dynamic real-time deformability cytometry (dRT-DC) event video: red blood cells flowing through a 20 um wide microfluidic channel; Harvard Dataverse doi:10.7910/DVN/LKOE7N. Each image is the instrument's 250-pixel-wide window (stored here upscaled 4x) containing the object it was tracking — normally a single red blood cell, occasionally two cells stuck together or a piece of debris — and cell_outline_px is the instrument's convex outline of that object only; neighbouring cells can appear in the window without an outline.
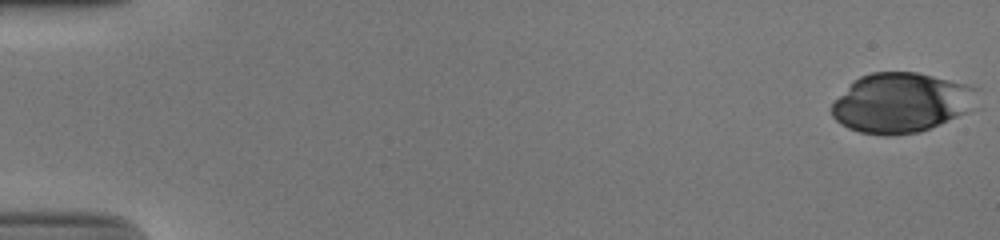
{"species": "human", "species_latin": "Homo sapiens", "temperature_condition": "cold", "stored_images_in_passage": 53, "camera_frame_rate_fps": 3000, "um_per_image_px": 0.085, "donor": {"sex": "male"}, "frame": {"image": 1, "passage_image": 1, "time_ms": 0.0, "image_size_px": [1000, 240], "cell_outline_px": [[980, 88], [964, 112], [940, 124], [920, 132], [892, 136], [884, 136], [860, 132], [848, 128], [840, 124], [832, 116], [832, 104], [860, 76], [872, 72], [916, 72]], "centroid_in_image_um": [76.55, 8.75], "position_along_channel_um": 8.5, "area_um2": 49.71}}
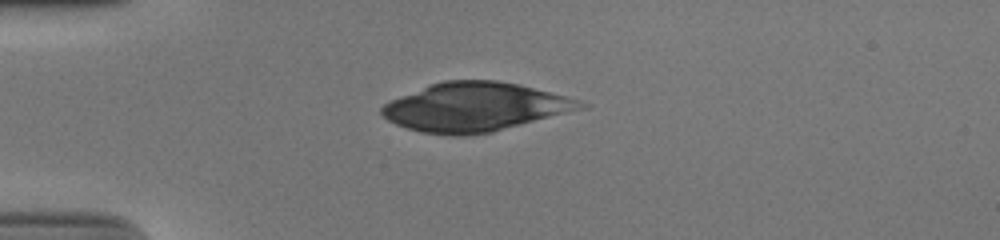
{"frame": {"image": 2, "passage_image": 15, "time_ms": 4.667, "image_size_px": [1000, 240], "cell_outline_px": [[588, 108], [492, 132], [456, 136], [452, 136], [420, 132], [396, 124], [388, 120], [380, 112], [380, 108], [384, 104], [392, 100], [432, 84], [444, 80], [496, 80], [520, 84], [580, 100], [588, 104]], "centroid_in_image_um": [40.43, 9.1], "position_along_channel_um": 44.6, "area_um2": 56.24}}
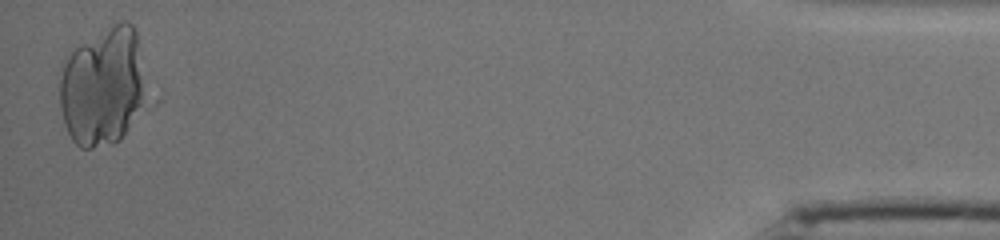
{"frame": {"image": 3, "passage_image": 53, "time_ms": 17.333, "image_size_px": [1000, 240], "cell_outline_px": [[140, 104], [120, 140], [112, 144], [92, 148], [80, 148], [72, 140], [64, 124], [60, 108], [60, 80], [64, 64], [68, 56], [80, 44], [120, 20], [128, 20], [132, 24], [136, 32], [140, 76]], "centroid_in_image_um": [8.62, 7.37], "position_along_channel_um": 426.6, "area_um2": 57.51}}